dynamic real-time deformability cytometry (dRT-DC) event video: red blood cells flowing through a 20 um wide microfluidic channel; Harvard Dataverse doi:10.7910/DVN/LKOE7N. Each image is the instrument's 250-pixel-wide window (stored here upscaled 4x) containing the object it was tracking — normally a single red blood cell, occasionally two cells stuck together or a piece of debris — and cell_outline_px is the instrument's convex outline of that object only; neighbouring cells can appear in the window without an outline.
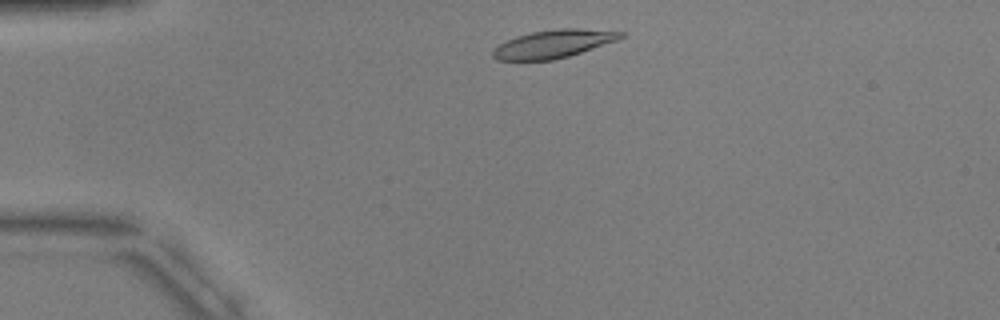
{"species": "common noctule bat (a hibernating species)", "species_latin": "Nyctalus noctula", "temperature_condition": "warm", "stored_images_in_passage": 2, "camera_frame_rate_fps": 3000, "um_per_image_px": 0.085, "animal": {"sex": "male", "body_mass_g": 17.9, "forearm_length_mm": 54.2}, "frame": {"image": 1, "passage_image": 1, "time_ms": 0.0, "image_size_px": [1000, 320], "cell_outline_px": [[624, 36], [616, 40], [568, 56], [552, 60], [496, 60], [492, 56], [492, 48], [516, 36], [532, 32], [560, 28], [580, 28], [624, 32]], "centroid_in_image_um": [46.99, 3.73], "position_along_channel_um": 38.0, "area_um2": 20.63}}
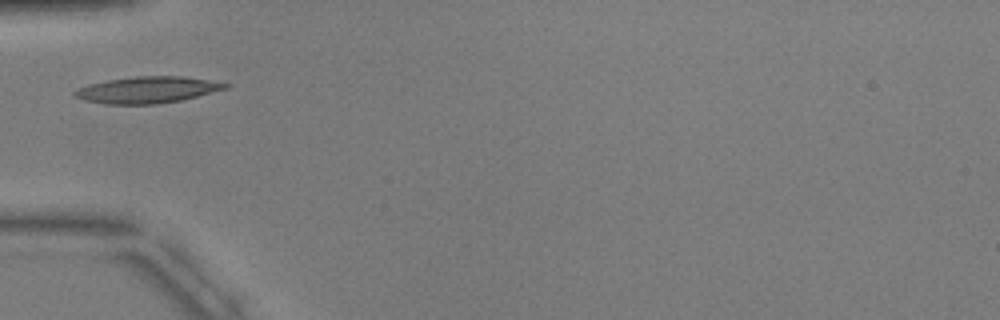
{"frame": {"image": 2, "passage_image": 2, "time_ms": 2.0, "image_size_px": [1000, 320], "cell_outline_px": [[232, 84], [228, 88], [180, 100], [156, 104], [108, 104], [84, 100], [72, 96], [72, 92], [88, 84], [108, 80], [136, 76], [184, 76]], "centroid_in_image_um": [12.51, 7.63], "position_along_channel_um": 72.5, "area_um2": 23.12}}